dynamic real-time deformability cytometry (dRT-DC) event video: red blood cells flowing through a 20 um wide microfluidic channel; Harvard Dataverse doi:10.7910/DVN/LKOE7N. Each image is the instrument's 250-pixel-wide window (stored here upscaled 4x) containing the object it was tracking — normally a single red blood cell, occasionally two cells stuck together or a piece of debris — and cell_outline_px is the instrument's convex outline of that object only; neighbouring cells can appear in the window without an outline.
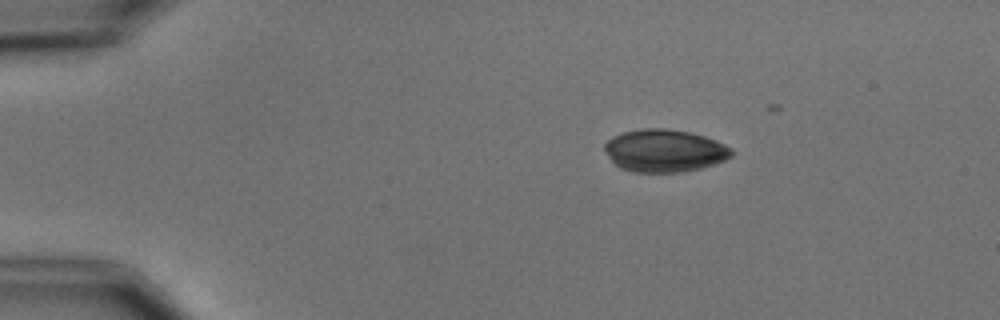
{"species": "common noctule bat (a hibernating species)", "species_latin": "Nyctalus noctula", "temperature_condition": "cold", "stored_images_in_passage": 4, "camera_frame_rate_fps": 3000, "um_per_image_px": 0.085, "animal": {"sex": "male", "body_mass_g": 15.6}, "frame": {"image": 1, "passage_image": 2, "time_ms": 2.0, "image_size_px": [1000, 320], "cell_outline_px": [[732, 156], [724, 160], [700, 168], [684, 172], [636, 172], [620, 168], [604, 152], [604, 144], [612, 136], [624, 132], [644, 128], [668, 128], [688, 132], [704, 136], [716, 140], [732, 148]], "centroid_in_image_um": [56.47, 12.8], "position_along_channel_um": 28.5, "area_um2": 31.44}}